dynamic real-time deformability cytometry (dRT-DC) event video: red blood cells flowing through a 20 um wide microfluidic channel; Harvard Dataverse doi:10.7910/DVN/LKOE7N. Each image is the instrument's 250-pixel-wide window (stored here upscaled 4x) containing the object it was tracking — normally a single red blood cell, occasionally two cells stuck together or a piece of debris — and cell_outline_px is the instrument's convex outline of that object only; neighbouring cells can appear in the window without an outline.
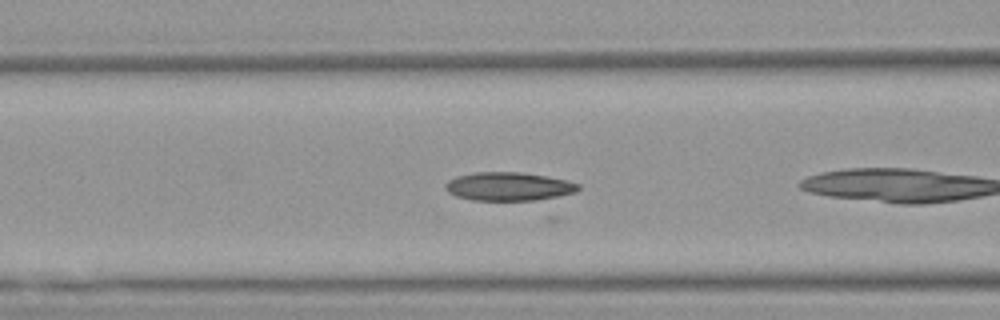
{"species": "Egyptian fruit bat (a non-hibernating species)", "species_latin": "Rousettus aegyptiacus", "temperature_condition": "warm", "stored_images_in_passage": 14, "camera_frame_rate_fps": 3000, "um_per_image_px": 0.085, "animal": {"sex": "female"}, "frame": {"image": 1, "passage_image": 6, "time_ms": 1.667, "image_size_px": [1000, 320], "cell_outline_px": [[580, 188], [576, 192], [548, 200], [472, 200], [456, 196], [448, 192], [444, 188], [444, 184], [448, 180], [456, 176], [476, 172], [520, 172], [568, 180], [580, 184]], "centroid_in_image_um": [43.27, 15.86], "position_along_channel_um": 123.3, "area_um2": 22.37}}
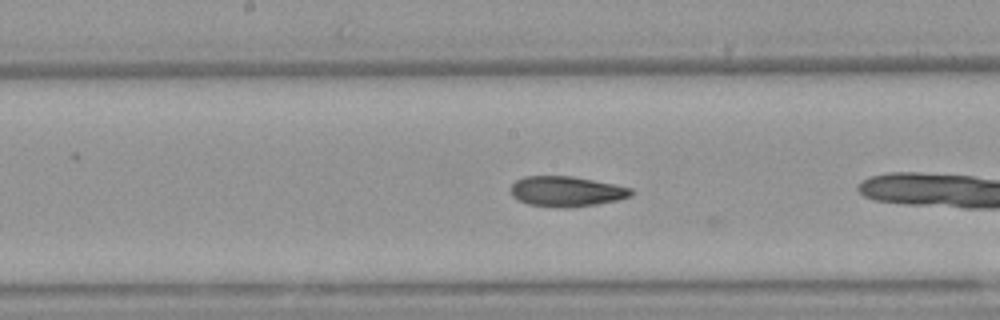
{"frame": {"image": 2, "passage_image": 12, "time_ms": 3.667, "image_size_px": [1000, 320], "cell_outline_px": [[632, 196], [616, 200], [596, 204], [528, 204], [512, 196], [512, 184], [516, 180], [524, 176], [572, 176], [632, 188]], "centroid_in_image_um": [48.15, 16.21], "position_along_channel_um": 200.0, "area_um2": 19.94}}